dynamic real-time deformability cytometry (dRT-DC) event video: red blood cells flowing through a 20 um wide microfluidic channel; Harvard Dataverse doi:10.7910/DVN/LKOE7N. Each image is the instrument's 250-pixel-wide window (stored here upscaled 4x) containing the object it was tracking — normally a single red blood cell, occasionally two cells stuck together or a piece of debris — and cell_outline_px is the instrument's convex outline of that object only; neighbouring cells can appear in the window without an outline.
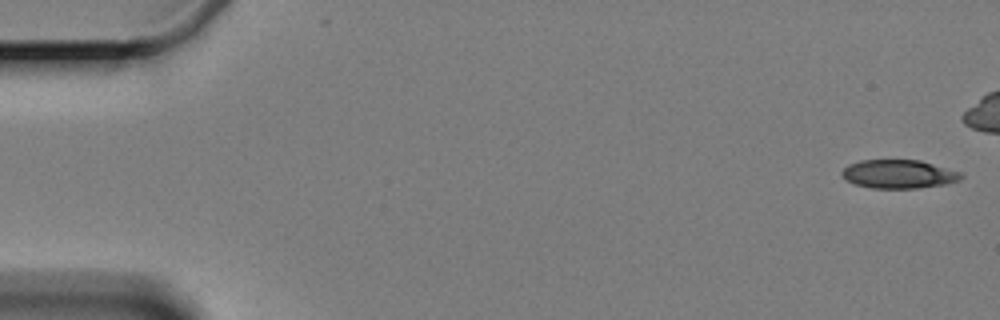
{"species": "Egyptian fruit bat (a non-hibernating species)", "species_latin": "Rousettus aegyptiacus", "temperature_condition": "cold", "stored_images_in_passage": 7, "camera_frame_rate_fps": 3000, "um_per_image_px": 0.085, "animal": {"sex": "female"}, "frame": {"image": 1, "passage_image": 1, "time_ms": 0.0, "image_size_px": [1000, 320], "cell_outline_px": [[964, 176], [960, 180], [944, 184], [916, 188], [872, 188], [856, 184], [848, 180], [840, 172], [848, 164], [860, 160], [920, 160], [964, 172]], "centroid_in_image_um": [76.44, 14.78], "position_along_channel_um": 8.6, "area_um2": 19.88}}
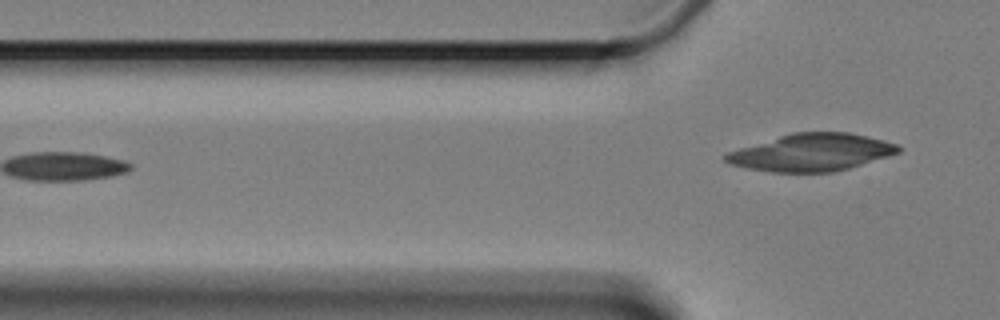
{"frame": {"image": 2, "passage_image": 7, "time_ms": 7.333, "image_size_px": [1000, 320], "cell_outline_px": [[900, 152], [888, 156], [848, 168], [832, 172], [772, 172], [748, 168], [732, 164], [724, 160], [724, 156], [728, 152], [740, 148], [792, 132], [848, 132], [884, 140], [896, 144], [900, 148]], "centroid_in_image_um": [68.99, 12.95], "position_along_channel_um": 56.8, "area_um2": 37.05}}